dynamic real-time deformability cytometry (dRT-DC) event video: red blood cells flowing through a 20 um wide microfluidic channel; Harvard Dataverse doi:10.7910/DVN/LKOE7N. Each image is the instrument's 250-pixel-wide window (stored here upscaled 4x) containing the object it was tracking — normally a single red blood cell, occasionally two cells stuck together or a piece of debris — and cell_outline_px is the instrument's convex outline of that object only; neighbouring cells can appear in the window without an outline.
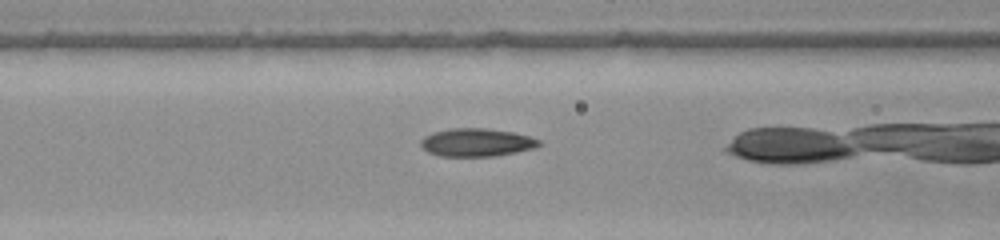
{"species": "common noctule bat (a hibernating species)", "species_latin": "Nyctalus noctula", "temperature_condition": "warm", "stored_images_in_passage": 35, "camera_frame_rate_fps": 3000, "um_per_image_px": 0.085, "animal": {"sex": "female", "body_mass_g": 22.0, "forearm_length_mm": 56.7}, "frame": {"image": 1, "passage_image": 16, "time_ms": 5.0, "image_size_px": [1000, 240], "cell_outline_px": [[540, 144], [536, 148], [516, 152], [492, 156], [440, 156], [428, 152], [420, 144], [420, 140], [424, 136], [432, 132], [452, 128], [484, 128], [512, 132], [528, 136], [540, 140]], "centroid_in_image_um": [40.49, 12.1], "position_along_channel_um": 126.1, "area_um2": 19.25}}
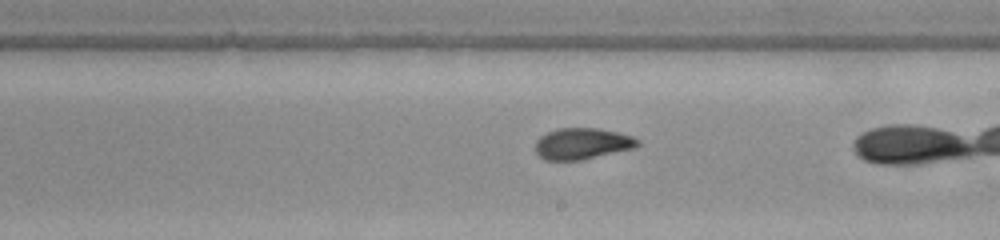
{"frame": {"image": 2, "passage_image": 24, "time_ms": 7.667, "image_size_px": [1000, 240], "cell_outline_px": [[640, 144], [636, 148], [580, 160], [544, 160], [536, 152], [536, 140], [540, 136], [548, 132], [560, 128], [600, 128], [632, 136], [640, 140]], "centroid_in_image_um": [49.51, 12.21], "position_along_channel_um": 239.5, "area_um2": 18.67}}
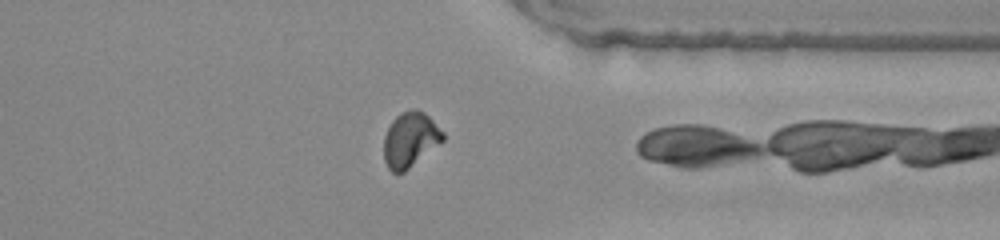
{"frame": {"image": 3, "passage_image": 34, "time_ms": 11.0, "image_size_px": [1000, 240], "cell_outline_px": [[444, 140], [404, 172], [392, 172], [388, 168], [384, 160], [384, 136], [392, 120], [400, 112], [412, 108], [416, 108], [424, 112], [444, 132]], "centroid_in_image_um": [34.86, 11.85], "position_along_channel_um": 376.5, "area_um2": 18.9}}